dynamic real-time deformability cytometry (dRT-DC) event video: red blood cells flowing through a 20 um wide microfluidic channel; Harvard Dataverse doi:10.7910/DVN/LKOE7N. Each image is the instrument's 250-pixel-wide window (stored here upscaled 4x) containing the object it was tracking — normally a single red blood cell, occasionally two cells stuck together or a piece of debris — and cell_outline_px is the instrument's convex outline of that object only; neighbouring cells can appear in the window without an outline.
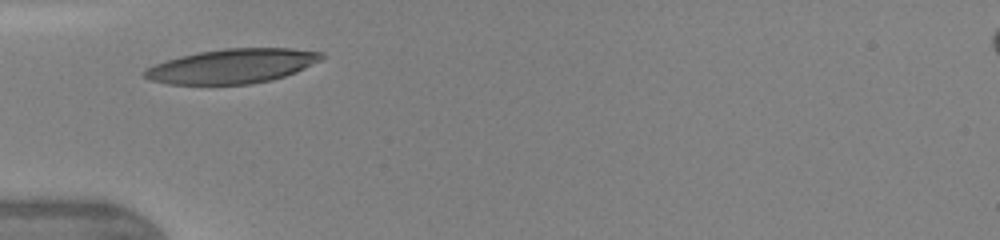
{"species": "human", "species_latin": "Homo sapiens", "temperature_condition": "warm", "stored_images_in_passage": 12, "camera_frame_rate_fps": 3000, "um_per_image_px": 0.085, "donor": {"sex": "female"}, "frame": {"image": 1, "passage_image": 1, "time_ms": 0.0, "image_size_px": [1000, 240], "cell_outline_px": [[328, 56], [296, 72], [272, 80], [252, 84], [168, 84], [152, 80], [144, 76], [140, 72], [144, 68], [164, 60], [180, 56], [200, 52], [224, 48], [292, 48], [324, 52]], "centroid_in_image_um": [19.74, 5.61], "position_along_channel_um": 65.3, "area_um2": 35.78}}